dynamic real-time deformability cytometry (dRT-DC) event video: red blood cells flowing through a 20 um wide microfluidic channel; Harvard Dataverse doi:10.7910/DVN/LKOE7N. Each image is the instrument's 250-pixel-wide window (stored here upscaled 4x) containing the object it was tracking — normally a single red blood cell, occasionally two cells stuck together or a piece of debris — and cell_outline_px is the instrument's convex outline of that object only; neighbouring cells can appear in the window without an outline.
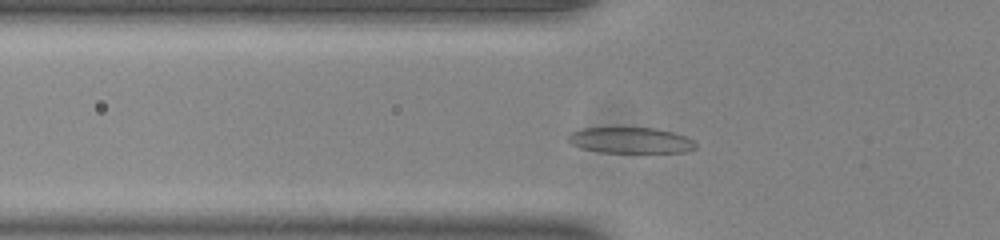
{"species": "common noctule bat (a hibernating species)", "species_latin": "Nyctalus noctula", "temperature_condition": "room temperature", "stored_images_in_passage": 39, "camera_frame_rate_fps": 3000, "um_per_image_px": 0.085, "animal": {"sex": "male", "body_mass_g": 20.0, "forearm_length_mm": 53.3}, "frame": {"image": 1, "passage_image": 4, "time_ms": 1.0, "image_size_px": [1000, 240], "cell_outline_px": [[696, 148], [684, 152], [600, 152], [580, 148], [572, 144], [568, 140], [568, 132], [584, 128], [656, 128], [672, 132], [684, 136], [692, 140], [696, 144]], "centroid_in_image_um": [53.56, 11.92], "position_along_channel_um": 72.2, "area_um2": 19.13}}
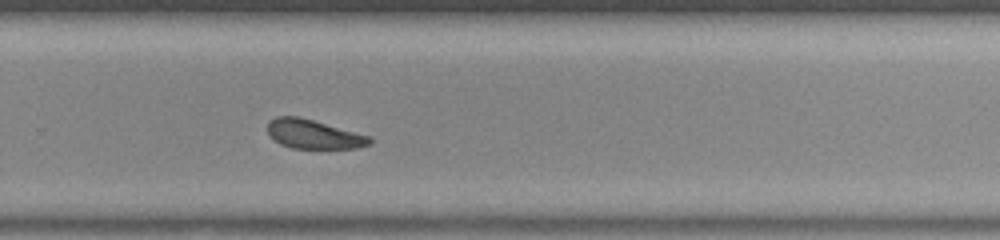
{"frame": {"image": 2, "passage_image": 22, "time_ms": 7.0, "image_size_px": [1000, 240], "cell_outline_px": [[372, 144], [356, 148], [292, 148], [280, 144], [268, 132], [268, 120], [276, 116], [300, 116], [372, 136]], "centroid_in_image_um": [26.7, 11.39], "position_along_channel_um": 303.1, "area_um2": 17.46}}
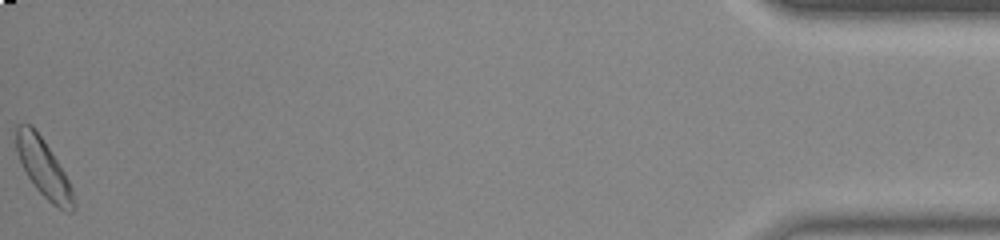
{"frame": {"image": 3, "passage_image": 39, "time_ms": 12.667, "image_size_px": [1000, 240], "cell_outline_px": [[76, 208], [72, 212], [64, 212], [52, 204], [36, 188], [28, 176], [16, 152], [16, 124], [32, 124], [64, 172], [72, 188], [76, 204]], "centroid_in_image_um": [3.72, 14.32], "position_along_channel_um": 431.5, "area_um2": 19.13}, "authors_computed_cell_mechanics": {"area_um2": 18.3226, "velocity_mm_per_s": 3.8542, "shape_relaxation_time_tau1_ms": 4.6466, "shape_relaxation_time_tau2_ms": 4.9044, "deformation_change_tau1": 0.0828, "deformation_change_tau2": 0.1313}}